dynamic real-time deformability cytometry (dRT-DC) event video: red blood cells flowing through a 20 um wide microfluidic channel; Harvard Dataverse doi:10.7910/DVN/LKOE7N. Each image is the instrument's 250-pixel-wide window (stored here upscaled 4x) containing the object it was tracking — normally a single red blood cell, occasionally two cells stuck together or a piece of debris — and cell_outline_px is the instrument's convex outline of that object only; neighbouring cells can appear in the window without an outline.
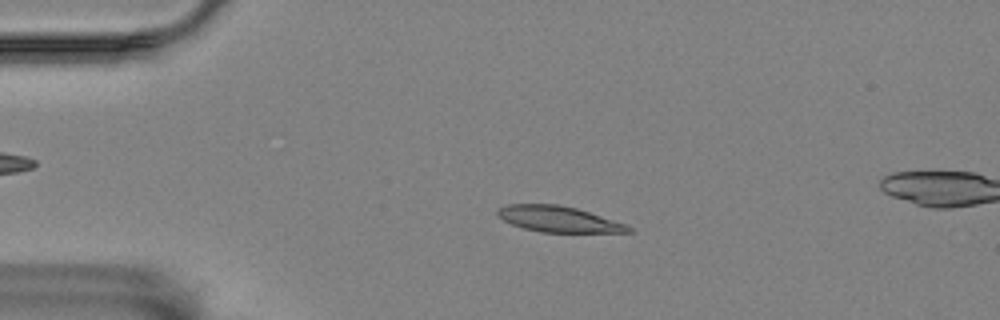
{"species": "Egyptian fruit bat (a non-hibernating species)", "species_latin": "Rousettus aegyptiacus", "temperature_condition": "room temperature", "stored_images_in_passage": 5, "segment_of_instrument_passage": [1, 2], "camera_frame_rate_fps": 3000, "um_per_image_px": 0.085, "animal": {"sex": "female"}, "frame": {"image": 1, "passage_image": 3, "time_ms": 2.333, "image_size_px": [1000, 320], "cell_outline_px": [[636, 232], [540, 232], [524, 228], [512, 224], [496, 216], [496, 208], [508, 204], [556, 204], [576, 208], [628, 224]], "centroid_in_image_um": [47.47, 18.62], "position_along_channel_um": 37.5, "area_um2": 19.83}}